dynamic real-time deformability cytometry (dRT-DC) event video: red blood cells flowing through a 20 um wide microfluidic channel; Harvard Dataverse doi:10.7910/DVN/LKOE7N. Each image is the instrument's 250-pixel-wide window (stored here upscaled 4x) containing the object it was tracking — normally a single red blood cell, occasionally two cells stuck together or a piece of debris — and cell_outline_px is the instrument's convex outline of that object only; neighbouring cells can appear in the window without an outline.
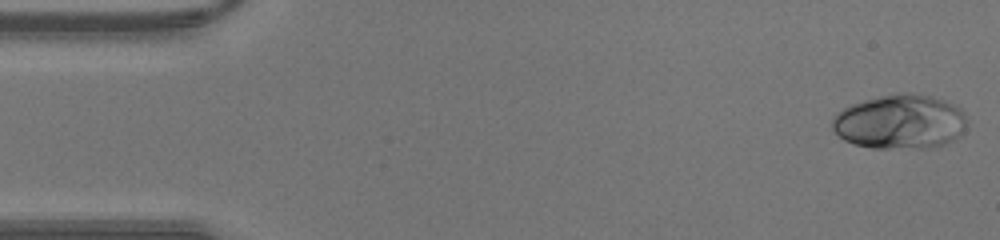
{"species": "human", "species_latin": "Homo sapiens", "temperature_condition": "warm", "stored_images_in_passage": 42, "camera_frame_rate_fps": 3000, "um_per_image_px": 0.085, "donor": {"sex": "male"}, "frame": {"image": 1, "passage_image": 1, "time_ms": 0.0, "image_size_px": [1000, 240], "cell_outline_px": [[968, 120], [964, 132], [960, 136], [944, 144], [932, 148], [872, 148], [852, 144], [844, 140], [832, 128], [832, 116], [844, 108], [852, 104], [864, 100], [880, 96], [900, 92], [912, 92], [932, 96], [944, 100], [960, 108], [964, 112]], "centroid_in_image_um": [76.53, 10.35], "position_along_channel_um": 8.5, "area_um2": 43.23}}
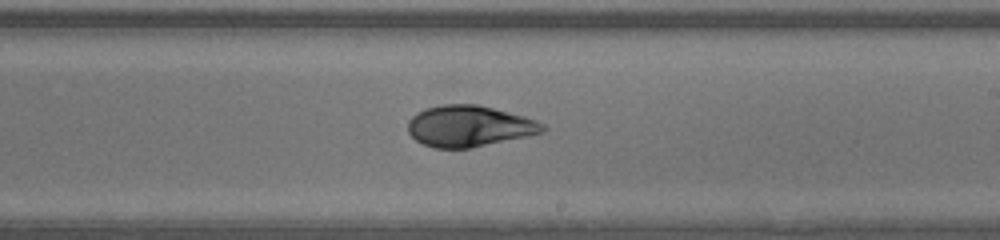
{"frame": {"image": 2, "passage_image": 24, "time_ms": 7.667, "image_size_px": [1000, 240], "cell_outline_px": [[544, 132], [528, 136], [472, 148], [432, 148], [416, 140], [408, 132], [408, 120], [416, 112], [428, 108], [444, 104], [476, 104], [524, 116], [536, 120], [544, 124]], "centroid_in_image_um": [39.87, 10.73], "position_along_channel_um": 249.1, "area_um2": 32.25}}
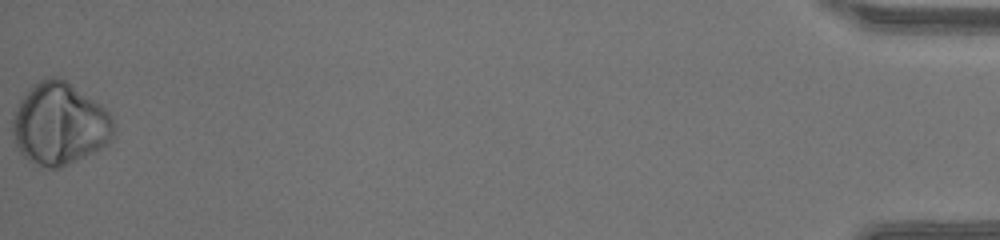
{"frame": {"image": 3, "passage_image": 42, "time_ms": 13.667, "image_size_px": [1000, 240], "cell_outline_px": [[116, 132], [100, 148], [60, 168], [48, 168], [28, 160], [20, 152], [16, 144], [12, 132], [12, 120], [16, 108], [20, 100], [32, 84], [44, 76], [60, 76], [100, 104], [112, 116]], "centroid_in_image_um": [5.04, 10.49], "position_along_channel_um": 430.2, "area_um2": 48.26}}